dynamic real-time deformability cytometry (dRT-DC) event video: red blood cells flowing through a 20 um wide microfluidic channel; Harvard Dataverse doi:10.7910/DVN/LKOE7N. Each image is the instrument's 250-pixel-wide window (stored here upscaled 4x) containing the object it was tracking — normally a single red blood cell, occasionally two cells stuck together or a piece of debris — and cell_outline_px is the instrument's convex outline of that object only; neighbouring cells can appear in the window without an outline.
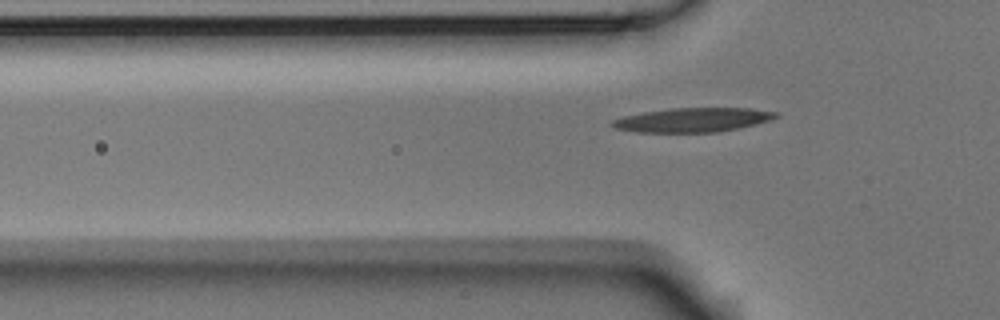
{"species": "Egyptian fruit bat (a non-hibernating species)", "species_latin": "Rousettus aegyptiacus", "temperature_condition": "room temperature", "stored_images_in_passage": 4, "segment_of_instrument_passage": [2, 2], "camera_frame_rate_fps": 3000, "um_per_image_px": 0.085, "animal": {"sex": "male"}, "frame": {"image": 1, "passage_image": 4, "time_ms": 1.0, "image_size_px": [1000, 320], "cell_outline_px": [[780, 116], [768, 120], [740, 128], [720, 132], [636, 132], [616, 128], [608, 124], [612, 120], [624, 116], [644, 112], [672, 108], [748, 108], [780, 112]], "centroid_in_image_um": [58.9, 10.19], "position_along_channel_um": 66.9, "area_um2": 23.06}}